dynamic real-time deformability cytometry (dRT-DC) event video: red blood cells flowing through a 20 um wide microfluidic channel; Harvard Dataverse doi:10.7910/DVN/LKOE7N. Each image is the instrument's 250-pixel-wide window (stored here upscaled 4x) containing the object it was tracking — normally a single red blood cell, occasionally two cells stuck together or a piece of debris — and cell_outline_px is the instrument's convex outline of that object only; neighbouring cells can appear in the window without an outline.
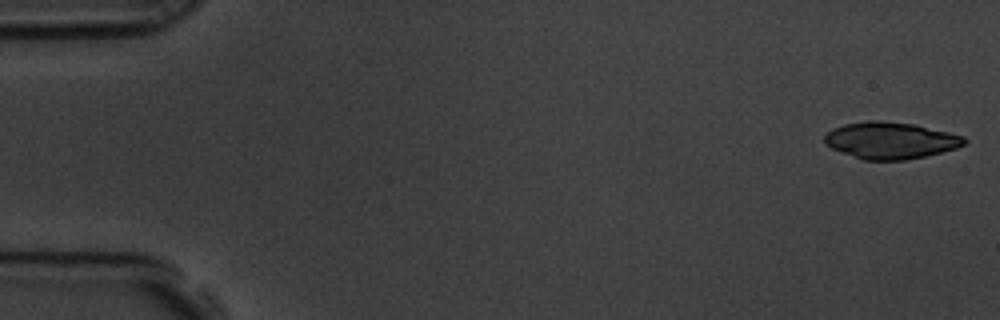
{"species": "common noctule bat (a hibernating species)", "species_latin": "Nyctalus noctula", "temperature_condition": "room temperature", "stored_images_in_passage": 4, "camera_frame_rate_fps": 3000, "um_per_image_px": 0.085, "animal": {"sex": "male", "body_mass_g": 19.5, "forearm_length_mm": 54.6}, "frame": {"image": 1, "passage_image": 1, "time_ms": 0.0, "image_size_px": [1000, 320], "cell_outline_px": [[968, 140], [964, 144], [956, 148], [924, 156], [904, 160], [864, 160], [832, 148], [824, 144], [824, 136], [832, 128], [844, 124], [868, 120], [880, 120], [912, 124], [948, 132], [964, 136]], "centroid_in_image_um": [75.67, 11.93], "position_along_channel_um": 9.3, "area_um2": 29.71}}